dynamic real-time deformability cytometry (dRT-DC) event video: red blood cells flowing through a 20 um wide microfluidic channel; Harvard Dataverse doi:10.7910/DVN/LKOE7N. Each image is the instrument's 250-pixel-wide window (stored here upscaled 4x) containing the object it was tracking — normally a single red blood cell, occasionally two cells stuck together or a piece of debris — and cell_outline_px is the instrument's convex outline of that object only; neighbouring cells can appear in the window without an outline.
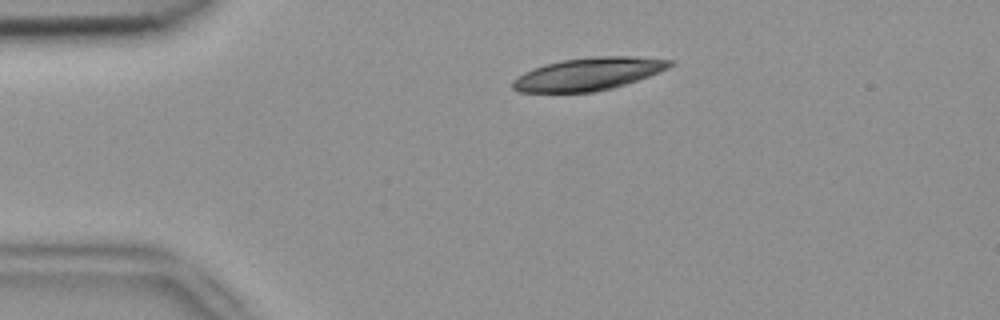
{"species": "common noctule bat (a hibernating species)", "species_latin": "Nyctalus noctula", "temperature_condition": "room temperature", "stored_images_in_passage": 2, "camera_frame_rate_fps": 3000, "um_per_image_px": 0.085, "animal": {"sex": "female", "body_mass_g": 18.4}, "frame": {"image": 1, "passage_image": 1, "time_ms": 0.0, "image_size_px": [1000, 320], "cell_outline_px": [[676, 60], [668, 68], [648, 76], [612, 88], [592, 92], [520, 92], [512, 88], [512, 80], [524, 72], [544, 64], [564, 60], [596, 56], [632, 56]], "centroid_in_image_um": [50.0, 6.28], "position_along_channel_um": 35.0, "area_um2": 29.71}}